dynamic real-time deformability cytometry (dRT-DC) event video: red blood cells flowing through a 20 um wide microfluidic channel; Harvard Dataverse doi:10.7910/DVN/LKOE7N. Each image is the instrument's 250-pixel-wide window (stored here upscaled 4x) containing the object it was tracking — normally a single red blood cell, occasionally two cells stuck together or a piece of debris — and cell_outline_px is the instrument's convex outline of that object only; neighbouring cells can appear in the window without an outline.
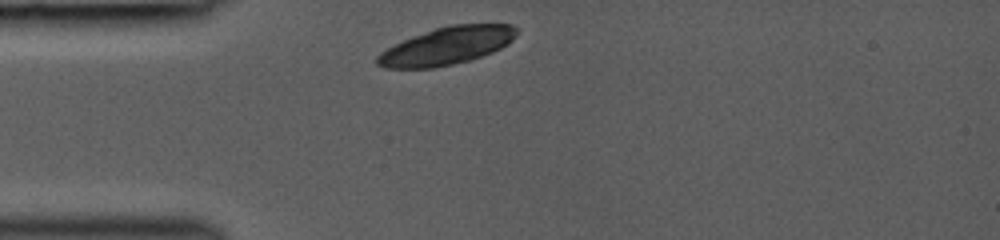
{"species": "common noctule bat (a hibernating species)", "species_latin": "Nyctalus noctula", "temperature_condition": "room temperature", "stored_images_in_passage": 7, "camera_frame_rate_fps": 3000, "um_per_image_px": 0.085, "animal": {"sex": "female", "body_mass_g": 19.0, "forearm_length_mm": 53.3}, "frame": {"image": 1, "passage_image": 1, "time_ms": 0.0, "image_size_px": [1000, 240], "cell_outline_px": [[520, 28], [516, 36], [508, 44], [492, 52], [468, 60], [452, 64], [432, 68], [384, 68], [376, 64], [376, 56], [380, 52], [404, 40], [436, 28], [448, 24], [512, 24]], "centroid_in_image_um": [38.01, 3.89], "position_along_channel_um": 47.0, "area_um2": 30.35}}